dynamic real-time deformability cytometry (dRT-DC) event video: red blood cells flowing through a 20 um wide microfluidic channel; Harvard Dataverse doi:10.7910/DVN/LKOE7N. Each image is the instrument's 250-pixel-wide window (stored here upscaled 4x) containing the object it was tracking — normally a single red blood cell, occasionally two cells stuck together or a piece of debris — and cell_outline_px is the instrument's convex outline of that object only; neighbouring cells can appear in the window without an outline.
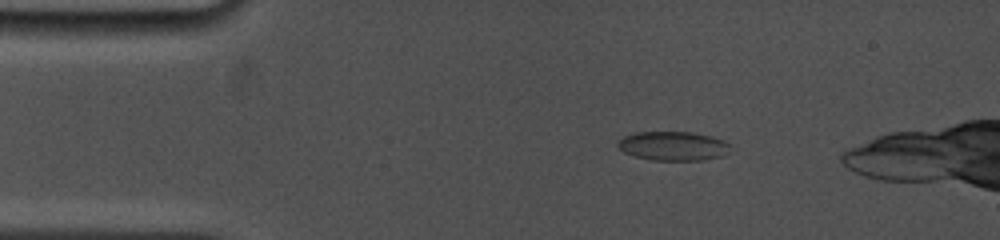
{"species": "common noctule bat (a hibernating species)", "species_latin": "Nyctalus noctula", "temperature_condition": "cold", "stored_images_in_passage": 43, "camera_frame_rate_fps": 5000, "um_per_image_px": 0.085, "animal": {"sex": "female", "body_mass_g": 19.0, "forearm_length_mm": 53.3}, "frame": {"image": 1, "passage_image": 7, "time_ms": 2.2, "image_size_px": [1000, 240], "cell_outline_px": [[732, 144], [728, 152], [724, 156], [704, 160], [652, 160], [636, 156], [624, 152], [616, 144], [624, 136], [636, 132], [692, 132], [712, 136], [724, 140]], "centroid_in_image_um": [57.28, 12.41], "position_along_channel_um": 27.7, "area_um2": 19.19}}
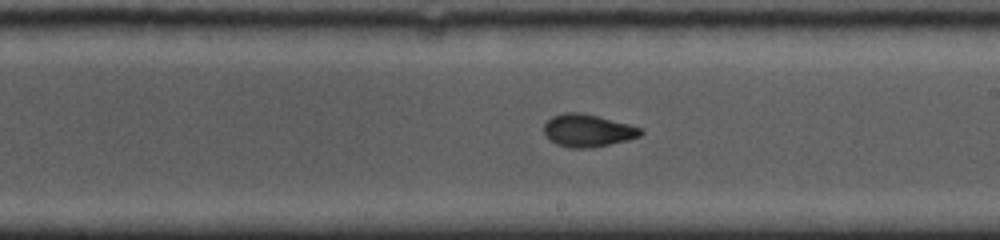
{"frame": {"image": 2, "passage_image": 24, "time_ms": 9.0, "image_size_px": [1000, 240], "cell_outline_px": [[644, 132], [640, 136], [628, 140], [592, 148], [568, 148], [556, 144], [548, 140], [544, 136], [544, 124], [552, 116], [564, 112], [580, 112], [644, 128]], "centroid_in_image_um": [49.94, 11.11], "position_along_channel_um": 239.1, "area_um2": 18.55}}
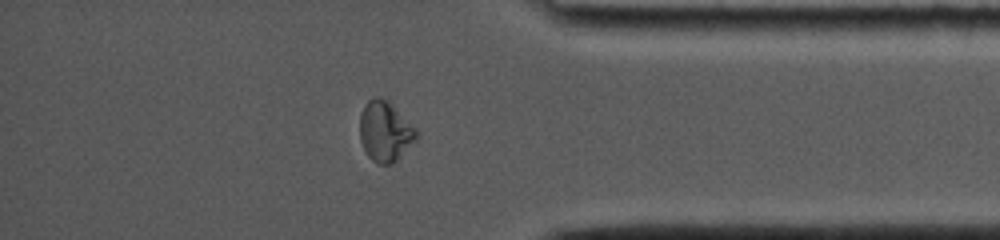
{"frame": {"image": 3, "passage_image": 36, "time_ms": 13.4, "image_size_px": [1000, 240], "cell_outline_px": [[420, 136], [392, 164], [380, 164], [372, 160], [368, 156], [360, 140], [360, 112], [364, 104], [372, 96], [380, 96], [388, 100], [420, 132]], "centroid_in_image_um": [32.74, 11.13], "position_along_channel_um": 402.5, "area_um2": 20.11}, "authors_computed_cell_mechanics": {"area_um2": 18.9584, "velocity_mm_per_s": 3.8463, "shape_relaxation_time_tau1_ms": null, "shape_relaxation_time_tau2_ms": 0.9187, "deformation_change_tau1": null, "deformation_change_tau2": 0.0501}}